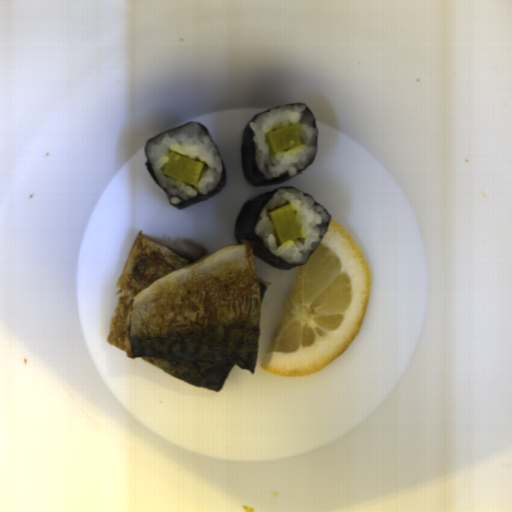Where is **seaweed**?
I'll use <instances>...</instances> for the list:
<instances>
[{"label": "seaweed", "mask_w": 512, "mask_h": 512, "mask_svg": "<svg viewBox=\"0 0 512 512\" xmlns=\"http://www.w3.org/2000/svg\"><path fill=\"white\" fill-rule=\"evenodd\" d=\"M191 122H192V123H195V124H198V125H199V126H200V127H201V128H202V129H203V130H204V131H205V132H206V133L211 137L212 141L214 142V144H215V146H216V148H217V150H218V152H219V154H220V158H221V162H222V167H223V172H222L221 180H220L219 184L216 186V188H215L214 190L210 191L209 193H207V194H205V195H204V194H197V197H193V198H190V199H188V200H186V201H184V202H182V203L172 205V204L170 203V196H169V194H168V193H167V192H166V191H165V190H164V189H163V188L158 184V182H157V180H156V178H155V176H154V174H153V172H152V170H151L150 161H149V159H148V157H147V154H146V152H145V149H146L147 143H148L151 139L156 138V137H158V136H161V135H163V134H165V133H167V132H169V131H171V130H174V129L180 128V127H182V126H184V125H186V124H189V123H191ZM186 124L181 125V126H178V127L171 128V129H169V130H166V131H164V132H162V133H159V134H157V135H155V136H153V137L149 138V139L146 141L145 146H144V154H145V158H146V161L144 162V165H145V167H146V169H147L148 173L150 174V176L152 177V179L154 180V182H155V183H156V184H157V185H158V186H159V187H160V188L165 192V194H166V195H167V197H168V201H169V203H170L173 207H175V208H177V209H181V210H182V209H185V208H187V207L193 206V205H195V204L201 203V202H203V201L208 200L209 198H211V197L215 196L216 194L220 193V192H221V191L226 187V184H227V173H226V169H225V165H224L223 157H222V155H221V153H220V151H219V149H218V147H217V145H216V143H215V141H214L213 137L211 136V134H210V132H209L208 128H207V127H205L204 125H202L201 123H198V122H195V121H189V122H187Z\"/></svg>", "instance_id": "3"}, {"label": "seaweed", "mask_w": 512, "mask_h": 512, "mask_svg": "<svg viewBox=\"0 0 512 512\" xmlns=\"http://www.w3.org/2000/svg\"><path fill=\"white\" fill-rule=\"evenodd\" d=\"M300 104L301 105H305V104H303L301 102V103L283 104V106L300 105ZM280 106H282V105H280ZM280 106H276V107H273V108H278ZM307 109L311 113V115H312V117H313V119L315 121V125H316V131H317L316 155H317L318 139H319V128H318L317 121H316L312 111L308 107H307ZM270 110H271V108H269L267 110H264V111H262V112H260L258 114L253 115L252 118L249 120V122L244 127L243 133H242L241 171H242L243 177L247 181V183L249 185H251L252 187H254V188L255 187L271 186V185H278V184H280V183H282L284 181H287V180L293 178V177L289 176L287 173H285L284 175H281L278 178H273V179L269 180V179L264 178L262 173H261V171L258 170V168H257L256 162H255L254 142H253V139H252L253 131L250 129L249 123H250V121L251 122H255L256 121V117H258L259 115H261V114H263L265 112H269ZM316 155H315V157L313 158V160L309 164H307L303 169H301L297 173V175L301 174L314 161V159L316 158Z\"/></svg>", "instance_id": "2"}, {"label": "seaweed", "mask_w": 512, "mask_h": 512, "mask_svg": "<svg viewBox=\"0 0 512 512\" xmlns=\"http://www.w3.org/2000/svg\"><path fill=\"white\" fill-rule=\"evenodd\" d=\"M283 188H294L300 192H303L299 188L284 185V186H279L271 191H268L266 193H263L261 195H258L254 198L247 200L243 204V206L237 216V220H236L235 227H234V237H235V241H236L237 245L244 244V243H250L252 246L253 255H255L256 257H258L259 259H261L262 261H264L271 267L277 268L280 270H284V271H290L293 267L303 266L304 264H306L308 262V260L311 258V256L314 254V252L320 246V244H321V242H322V240L332 222V218H331V215L328 213L330 216L328 228H327L323 238L321 239V241L319 242V244L317 245L315 250L312 252V254L308 258L306 263L292 265L280 257H275L263 245L262 236L255 235L254 227L259 222V215L262 212V210L264 209V207L266 206L267 202L275 195V193L277 191H279L280 189H283ZM303 194L309 195L310 197L313 198L315 204H319L316 202L314 197L311 196L310 194H307L305 192H303ZM325 209H326V207H325ZM326 211H327V209H326Z\"/></svg>", "instance_id": "1"}]
</instances>
